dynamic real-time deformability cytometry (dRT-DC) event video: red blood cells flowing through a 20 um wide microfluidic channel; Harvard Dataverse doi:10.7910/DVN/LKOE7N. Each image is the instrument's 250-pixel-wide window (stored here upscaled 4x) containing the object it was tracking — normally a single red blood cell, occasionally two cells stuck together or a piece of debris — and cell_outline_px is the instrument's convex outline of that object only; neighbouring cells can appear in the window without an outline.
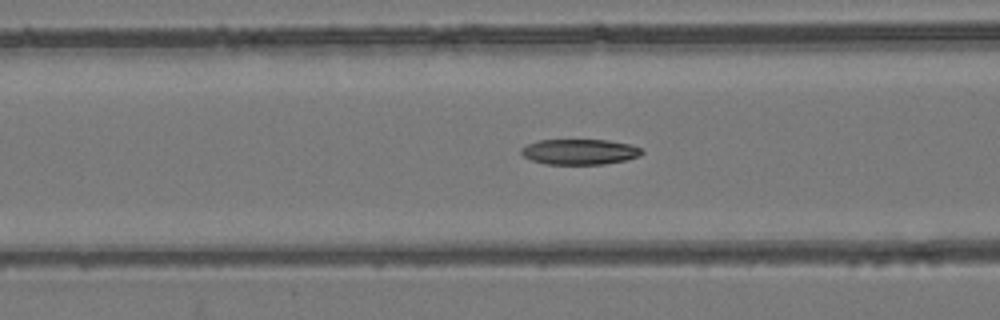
{"species": "common noctule bat (a hibernating species)", "species_latin": "Nyctalus noctula", "temperature_condition": "room temperature", "stored_images_in_passage": 48, "segment_of_instrument_passage": [1, 2], "camera_frame_rate_fps": 3000, "um_per_image_px": 0.085, "animal": {"sex": "female", "body_mass_g": 24.6, "forearm_length_mm": 56.2}, "frame": {"image": 1, "passage_image": 15, "time_ms": 4.667, "image_size_px": [1000, 320], "cell_outline_px": [[644, 152], [640, 156], [624, 160], [604, 164], [548, 164], [532, 160], [524, 156], [520, 152], [520, 148], [528, 144], [540, 140], [608, 140], [628, 144], [640, 148]], "centroid_in_image_um": [49.26, 12.9], "position_along_channel_um": 117.3, "area_um2": 17.74}}
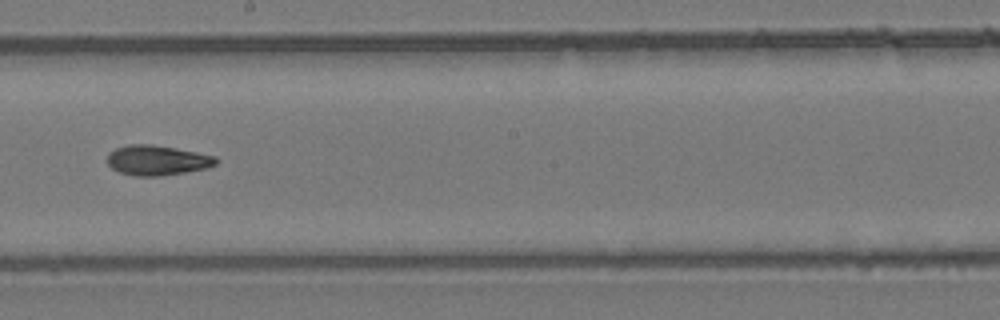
{"frame": {"image": 2, "passage_image": 24, "time_ms": 7.667, "image_size_px": [1000, 320], "cell_outline_px": [[220, 160], [216, 164], [204, 168], [184, 172], [156, 176], [136, 176], [120, 172], [112, 168], [108, 164], [108, 152], [116, 148], [128, 144], [152, 144], [176, 148], [216, 156]], "centroid_in_image_um": [13.35, 13.61], "position_along_channel_um": 234.8, "area_um2": 18.9}}
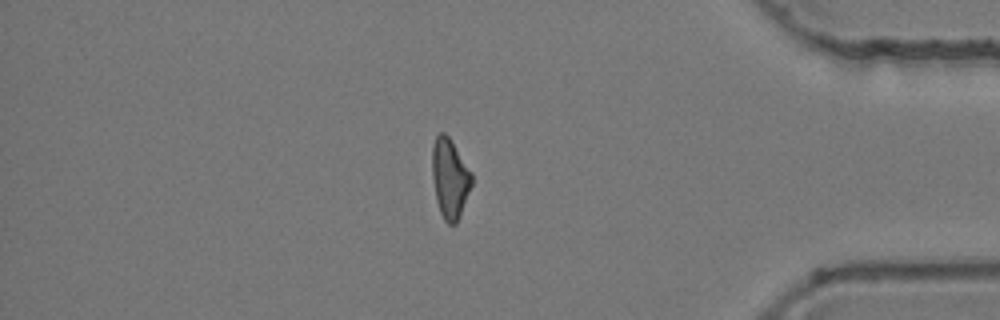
{"frame": {"image": 3, "passage_image": 39, "time_ms": 12.667, "image_size_px": [1000, 320], "cell_outline_px": [[472, 184], [456, 224], [448, 224], [444, 220], [440, 212], [436, 200], [432, 176], [432, 148], [436, 136], [440, 132], [444, 132], [448, 136], [472, 172]], "centroid_in_image_um": [38.23, 15.16], "position_along_channel_um": 397.0, "area_um2": 18.21}}